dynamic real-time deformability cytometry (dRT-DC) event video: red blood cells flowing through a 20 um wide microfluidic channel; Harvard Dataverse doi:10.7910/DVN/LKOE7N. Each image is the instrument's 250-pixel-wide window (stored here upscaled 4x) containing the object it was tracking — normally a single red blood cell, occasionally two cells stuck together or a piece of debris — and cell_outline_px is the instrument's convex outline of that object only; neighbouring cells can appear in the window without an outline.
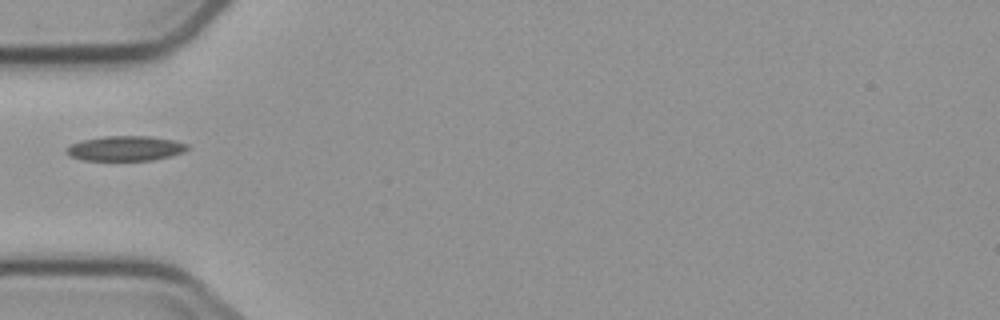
{"species": "common noctule bat (a hibernating species)", "species_latin": "Nyctalus noctula", "temperature_condition": "cold", "stored_images_in_passage": 1, "camera_frame_rate_fps": 3000, "um_per_image_px": 0.085, "animal": {"sex": "male", "body_mass_g": 23.1, "forearm_length_mm": 52.7}, "frame": {"image": 1, "passage_image": 1, "time_ms": 0.0, "image_size_px": [1000, 320], "cell_outline_px": [[188, 148], [184, 152], [152, 160], [80, 160], [68, 156], [64, 152], [64, 148], [72, 144], [84, 140], [104, 136], [148, 136], [172, 140], [188, 144]], "centroid_in_image_um": [10.6, 12.62], "position_along_channel_um": 74.4, "area_um2": 17.51}}